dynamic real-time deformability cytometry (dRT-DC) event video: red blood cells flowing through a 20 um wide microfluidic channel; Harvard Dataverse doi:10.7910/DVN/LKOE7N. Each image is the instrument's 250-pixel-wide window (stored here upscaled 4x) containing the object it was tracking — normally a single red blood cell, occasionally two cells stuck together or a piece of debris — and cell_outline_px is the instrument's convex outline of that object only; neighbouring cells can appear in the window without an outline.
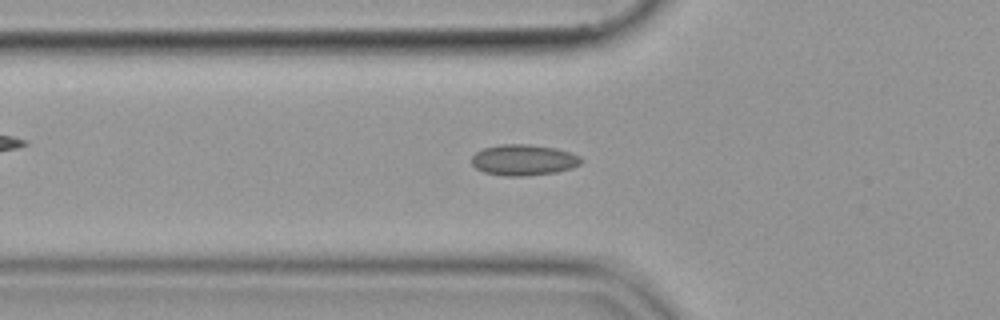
{"species": "common noctule bat (a hibernating species)", "species_latin": "Nyctalus noctula", "temperature_condition": "cold", "stored_images_in_passage": 45, "camera_frame_rate_fps": 3000, "um_per_image_px": 0.085, "animal": {"sex": "female", "body_mass_g": 19.9}, "frame": {"image": 1, "passage_image": 14, "time_ms": 4.333, "image_size_px": [1000, 320], "cell_outline_px": [[584, 160], [580, 164], [572, 168], [556, 172], [524, 176], [504, 176], [484, 172], [476, 168], [472, 164], [472, 156], [476, 152], [484, 148], [500, 144], [528, 144], [556, 148], [580, 156]], "centroid_in_image_um": [44.51, 13.6], "position_along_channel_um": 81.3, "area_um2": 19.77}}
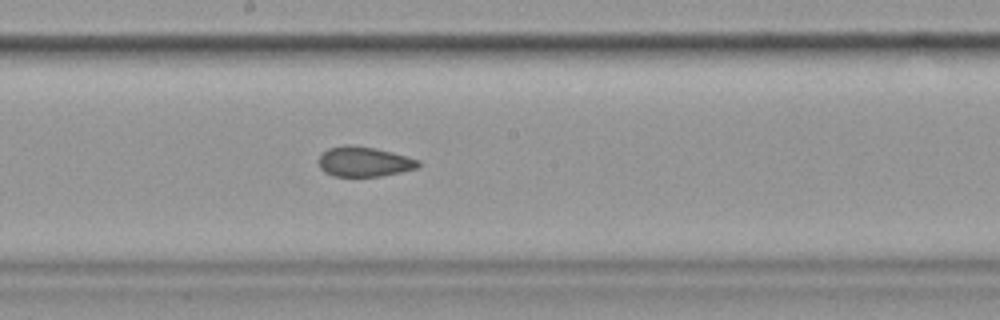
{"frame": {"image": 2, "passage_image": 25, "time_ms": 8.0, "image_size_px": [1000, 320], "cell_outline_px": [[420, 164], [416, 168], [400, 172], [380, 176], [332, 176], [324, 172], [320, 168], [316, 160], [320, 152], [328, 148], [344, 144], [348, 144], [372, 148], [392, 152], [420, 160]], "centroid_in_image_um": [30.86, 13.73], "position_along_channel_um": 217.3, "area_um2": 17.57}}
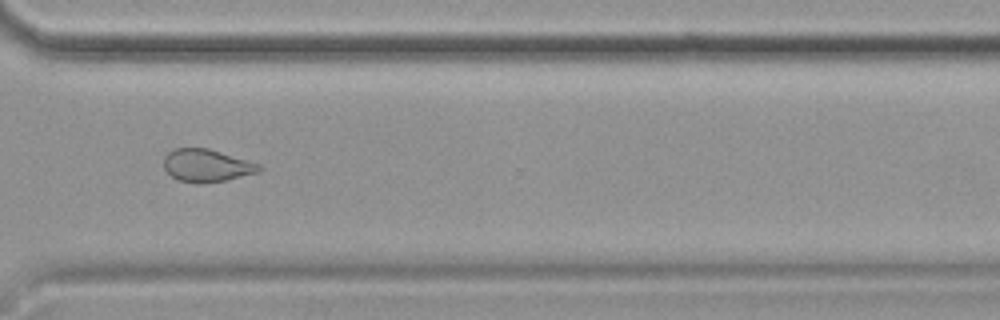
{"frame": {"image": 3, "passage_image": 36, "time_ms": 11.667, "image_size_px": [1000, 320], "cell_outline_px": [[264, 168], [260, 172], [224, 180], [176, 180], [164, 168], [164, 156], [168, 152], [176, 148], [208, 148], [260, 164]], "centroid_in_image_um": [17.59, 14.02], "position_along_channel_um": 353.0, "area_um2": 17.46}}